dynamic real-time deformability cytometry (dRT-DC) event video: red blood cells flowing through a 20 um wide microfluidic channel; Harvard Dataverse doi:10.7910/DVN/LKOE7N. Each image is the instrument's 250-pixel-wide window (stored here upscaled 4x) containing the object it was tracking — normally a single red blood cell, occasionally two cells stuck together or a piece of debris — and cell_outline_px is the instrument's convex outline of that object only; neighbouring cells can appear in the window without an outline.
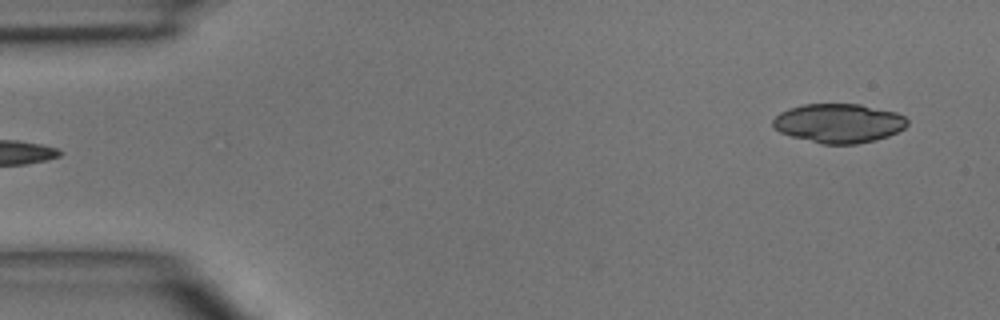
{"species": "common noctule bat (a hibernating species)", "species_latin": "Nyctalus noctula", "temperature_condition": "room temperature", "stored_images_in_passage": 3, "segment_of_instrument_passage": [2, 2], "camera_frame_rate_fps": 3000, "um_per_image_px": 0.085, "animal": {"sex": "male", "body_mass_g": 15.6}, "frame": {"image": 1, "passage_image": 3, "time_ms": 2.333, "image_size_px": [1000, 320], "cell_outline_px": [[908, 124], [904, 128], [888, 136], [876, 140], [856, 144], [820, 144], [792, 136], [780, 132], [772, 124], [772, 120], [780, 112], [788, 108], [804, 104], [860, 104], [896, 112], [904, 116], [908, 120]], "centroid_in_image_um": [71.29, 10.47], "position_along_channel_um": 13.7, "area_um2": 30.69}}